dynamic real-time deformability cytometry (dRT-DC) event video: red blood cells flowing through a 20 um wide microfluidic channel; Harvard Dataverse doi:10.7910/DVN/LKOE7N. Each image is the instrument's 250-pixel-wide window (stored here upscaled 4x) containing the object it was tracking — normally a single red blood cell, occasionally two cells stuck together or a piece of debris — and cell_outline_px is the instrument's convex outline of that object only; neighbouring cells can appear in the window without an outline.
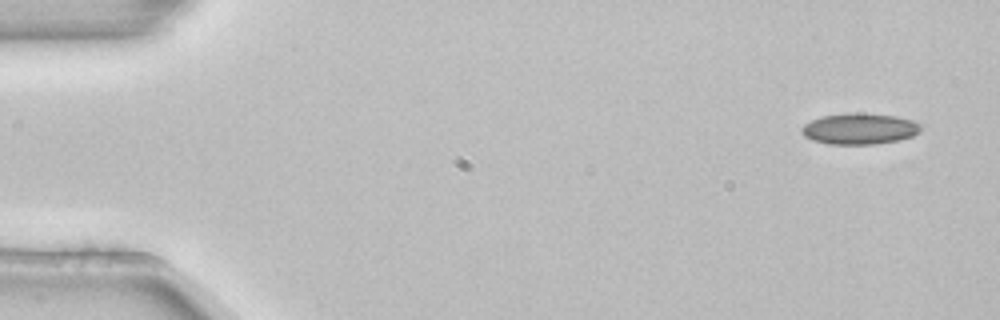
{"species": "common noctule bat (a hibernating species)", "species_latin": "Nyctalus noctula", "temperature_condition": "room temperature", "stored_images_in_passage": 7, "camera_frame_rate_fps": 3000, "um_per_image_px": 0.085, "animal": {"sex": "female", "body_mass_g": 22.7, "forearm_length_mm": 54.2}, "frame": {"image": 1, "passage_image": 1, "time_ms": 0.0, "image_size_px": [1000, 320], "cell_outline_px": [[924, 124], [920, 132], [912, 136], [900, 140], [876, 144], [828, 144], [812, 140], [804, 136], [800, 132], [800, 128], [804, 124], [820, 116], [852, 112], [860, 112], [896, 116], [912, 120]], "centroid_in_image_um": [73.08, 10.94], "position_along_channel_um": 11.9, "area_um2": 22.02}}
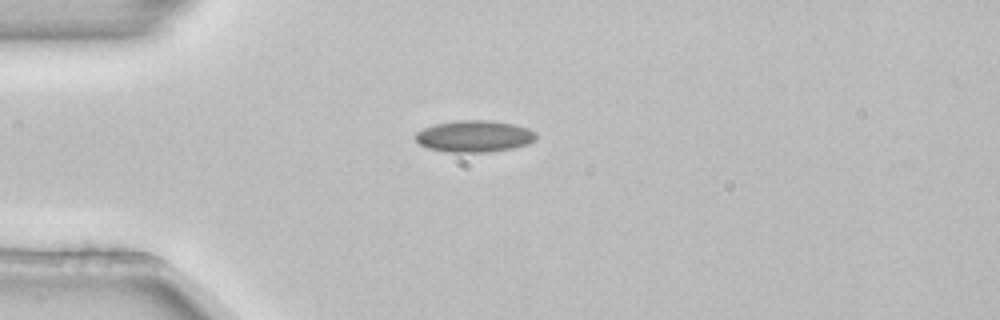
{"frame": {"image": 2, "passage_image": 4, "time_ms": 1.0, "image_size_px": [1000, 320], "cell_outline_px": [[536, 140], [528, 144], [512, 148], [488, 152], [444, 152], [428, 148], [420, 144], [416, 140], [416, 132], [424, 128], [436, 124], [456, 120], [488, 120], [512, 124], [528, 128], [536, 132]], "centroid_in_image_um": [40.32, 11.58], "position_along_channel_um": 44.7, "area_um2": 22.25}}